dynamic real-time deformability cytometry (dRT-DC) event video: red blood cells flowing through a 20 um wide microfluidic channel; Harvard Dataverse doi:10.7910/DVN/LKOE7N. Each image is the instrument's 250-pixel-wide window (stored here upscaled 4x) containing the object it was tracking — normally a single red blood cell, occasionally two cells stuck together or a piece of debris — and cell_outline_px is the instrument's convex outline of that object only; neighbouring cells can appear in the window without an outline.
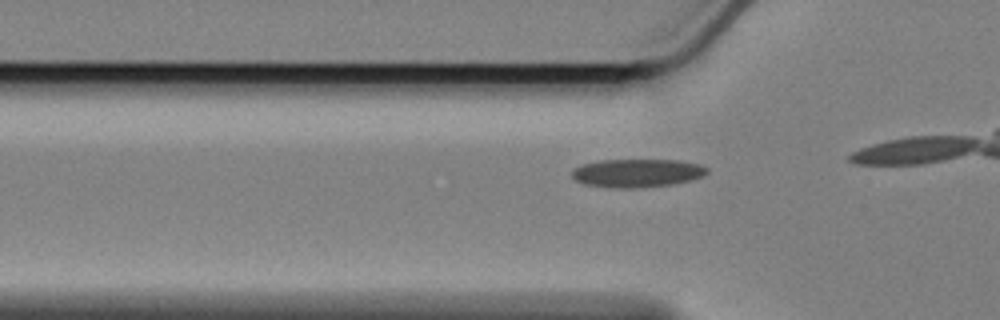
{"species": "Egyptian fruit bat (a non-hibernating species)", "species_latin": "Rousettus aegyptiacus", "temperature_condition": "cold", "stored_images_in_passage": 9, "camera_frame_rate_fps": 3000, "um_per_image_px": 0.085, "animal": {"sex": "female"}, "frame": {"image": 1, "passage_image": 4, "time_ms": 1.0, "image_size_px": [1000, 320], "cell_outline_px": [[708, 172], [700, 176], [688, 180], [672, 184], [640, 188], [616, 188], [584, 184], [576, 180], [572, 176], [572, 168], [580, 164], [600, 160], [680, 160], [700, 164], [708, 168]], "centroid_in_image_um": [54.11, 14.7], "position_along_channel_um": 71.7, "area_um2": 22.31}}
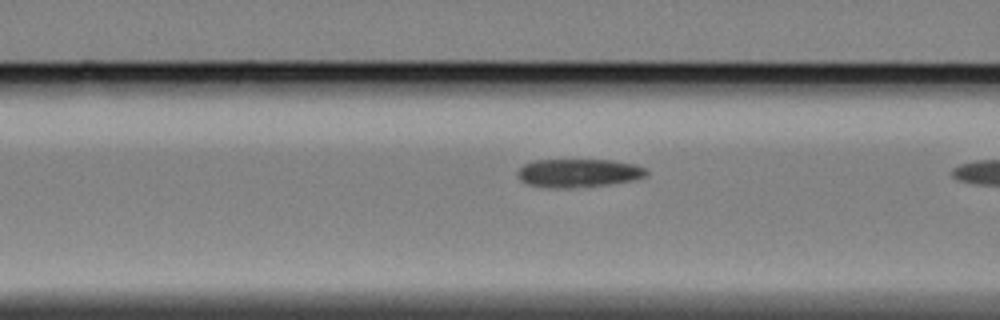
{"frame": {"image": 2, "passage_image": 8, "time_ms": 2.333, "image_size_px": [1000, 320], "cell_outline_px": [[648, 172], [644, 176], [632, 180], [608, 184], [568, 188], [556, 188], [528, 184], [520, 180], [516, 172], [524, 164], [532, 160], [612, 160], [636, 164], [644, 168]], "centroid_in_image_um": [49.14, 14.69], "position_along_channel_um": 117.5, "area_um2": 21.15}}